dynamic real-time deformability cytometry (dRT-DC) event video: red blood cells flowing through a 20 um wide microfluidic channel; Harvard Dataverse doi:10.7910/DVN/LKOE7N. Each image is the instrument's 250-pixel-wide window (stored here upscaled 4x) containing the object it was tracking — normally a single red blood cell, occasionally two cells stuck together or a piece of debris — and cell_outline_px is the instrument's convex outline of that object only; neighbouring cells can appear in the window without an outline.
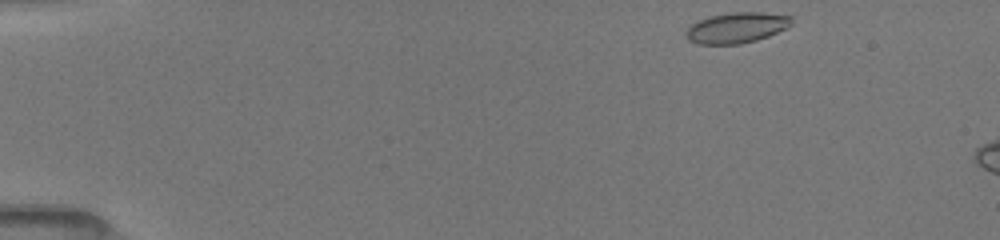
{"species": "common noctule bat (a hibernating species)", "species_latin": "Nyctalus noctula", "temperature_condition": "room temperature", "stored_images_in_passage": 6, "camera_frame_rate_fps": 3000, "um_per_image_px": 0.085, "animal": {"sex": "female", "body_mass_g": 19.5, "forearm_length_mm": 54.1}, "frame": {"image": 1, "passage_image": 1, "time_ms": 0.0, "image_size_px": [1000, 240], "cell_outline_px": [[792, 24], [788, 28], [768, 36], [756, 40], [740, 44], [700, 44], [688, 40], [684, 32], [692, 24], [700, 20], [712, 16], [732, 12], [764, 12], [792, 16]], "centroid_in_image_um": [62.65, 2.36], "position_along_channel_um": 22.4, "area_um2": 18.84}}